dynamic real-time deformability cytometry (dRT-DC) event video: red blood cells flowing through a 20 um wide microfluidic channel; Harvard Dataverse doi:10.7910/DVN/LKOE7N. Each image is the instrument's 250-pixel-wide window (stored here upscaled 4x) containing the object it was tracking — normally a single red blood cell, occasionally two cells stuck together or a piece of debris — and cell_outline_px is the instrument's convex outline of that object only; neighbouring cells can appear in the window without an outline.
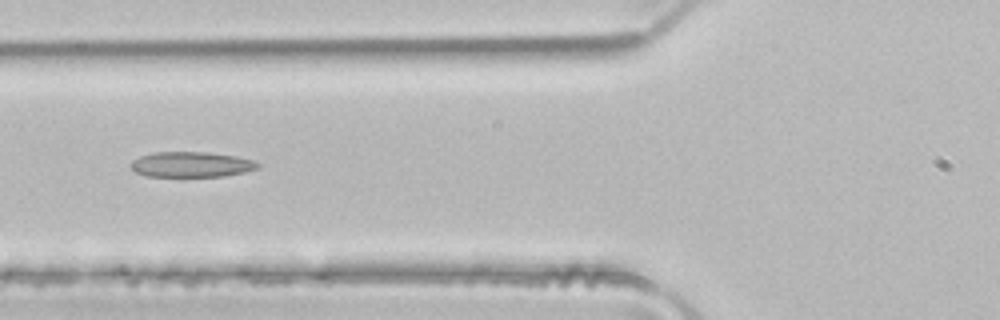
{"species": "common noctule bat (a hibernating species)", "species_latin": "Nyctalus noctula", "temperature_condition": "room temperature", "stored_images_in_passage": 3, "camera_frame_rate_fps": 3000, "um_per_image_px": 0.085, "animal": {"sex": "male", "body_mass_g": 21.5, "forearm_length_mm": 52.0}, "frame": {"image": 1, "passage_image": 3, "time_ms": 0.667, "image_size_px": [1000, 320], "cell_outline_px": [[260, 168], [244, 172], [224, 176], [148, 176], [136, 172], [128, 164], [132, 160], [140, 156], [152, 152], [208, 152], [236, 156], [256, 160], [260, 164]], "centroid_in_image_um": [16.29, 13.97], "position_along_channel_um": 109.5, "area_um2": 18.9}}